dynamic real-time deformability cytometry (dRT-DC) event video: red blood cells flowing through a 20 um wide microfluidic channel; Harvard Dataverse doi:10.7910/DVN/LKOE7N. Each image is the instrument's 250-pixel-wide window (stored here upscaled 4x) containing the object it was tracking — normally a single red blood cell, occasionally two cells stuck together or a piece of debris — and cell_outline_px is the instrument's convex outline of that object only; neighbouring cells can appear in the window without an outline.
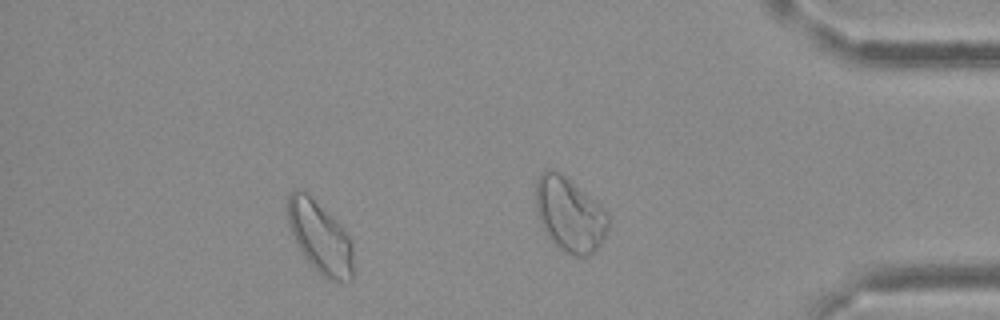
{"species": "Egyptian fruit bat (a non-hibernating species)", "species_latin": "Rousettus aegyptiacus", "temperature_condition": "cold", "stored_images_in_passage": 30, "camera_frame_rate_fps": 3000, "um_per_image_px": 0.085, "frame": {"image": 1, "passage_image": 26, "time_ms": 8.333, "image_size_px": [1000, 320], "cell_outline_px": [[352, 280], [328, 280], [308, 260], [300, 248], [292, 232], [288, 220], [288, 196], [296, 188], [304, 188], [336, 220], [348, 236], [352, 244]], "centroid_in_image_um": [27.2, 20.1], "position_along_channel_um": 408.0, "area_um2": 26.82}}